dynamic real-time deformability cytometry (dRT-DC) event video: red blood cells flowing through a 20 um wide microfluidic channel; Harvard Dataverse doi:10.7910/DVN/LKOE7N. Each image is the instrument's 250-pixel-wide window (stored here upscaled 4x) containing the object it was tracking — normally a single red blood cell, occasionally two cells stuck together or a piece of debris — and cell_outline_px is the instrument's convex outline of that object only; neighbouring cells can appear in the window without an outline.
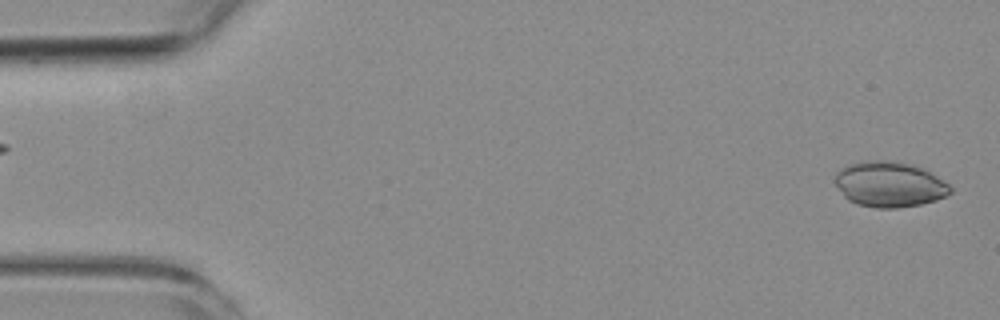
{"species": "common noctule bat (a hibernating species)", "species_latin": "Nyctalus noctula", "temperature_condition": "room temperature", "stored_images_in_passage": 6, "camera_frame_rate_fps": 3000, "um_per_image_px": 0.085, "animal": {"sex": "female", "body_mass_g": 19.3, "forearm_length_mm": 54.1}, "frame": {"image": 1, "passage_image": 6, "time_ms": 6.0, "image_size_px": [1000, 320], "cell_outline_px": [[952, 192], [936, 200], [920, 204], [896, 208], [876, 208], [856, 204], [848, 200], [844, 196], [836, 184], [836, 172], [840, 168], [848, 164], [864, 160], [888, 160], [912, 164], [924, 168], [948, 184], [952, 188]], "centroid_in_image_um": [75.59, 15.66], "position_along_channel_um": 9.4, "area_um2": 30.58}}